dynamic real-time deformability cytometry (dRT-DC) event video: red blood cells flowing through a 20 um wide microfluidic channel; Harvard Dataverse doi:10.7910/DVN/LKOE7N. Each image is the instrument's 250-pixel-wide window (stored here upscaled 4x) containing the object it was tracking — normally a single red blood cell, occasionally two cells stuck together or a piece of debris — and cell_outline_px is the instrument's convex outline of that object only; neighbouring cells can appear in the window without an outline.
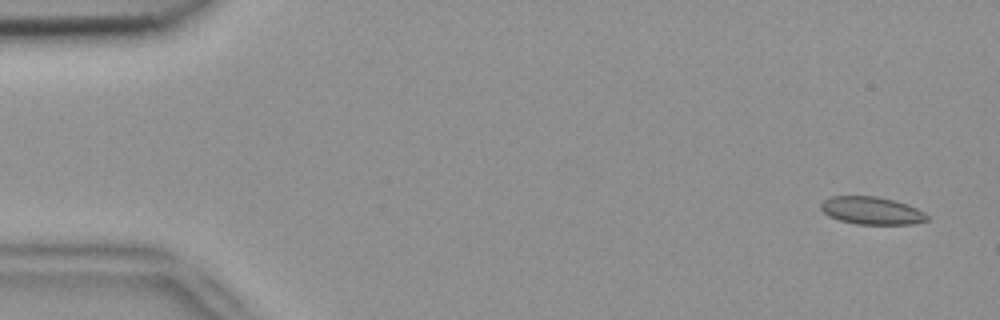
{"species": "common noctule bat (a hibernating species)", "species_latin": "Nyctalus noctula", "temperature_condition": "room temperature", "stored_images_in_passage": 8, "camera_frame_rate_fps": 3000, "um_per_image_px": 0.085, "animal": {"sex": "female", "body_mass_g": 18.4}, "frame": {"image": 1, "passage_image": 1, "time_ms": 0.0, "image_size_px": [1000, 320], "cell_outline_px": [[928, 220], [912, 224], [856, 224], [840, 220], [828, 216], [820, 208], [820, 204], [824, 200], [832, 196], [876, 196], [908, 204], [924, 212], [928, 216]], "centroid_in_image_um": [74.08, 17.9], "position_along_channel_um": 10.9, "area_um2": 17.05}}
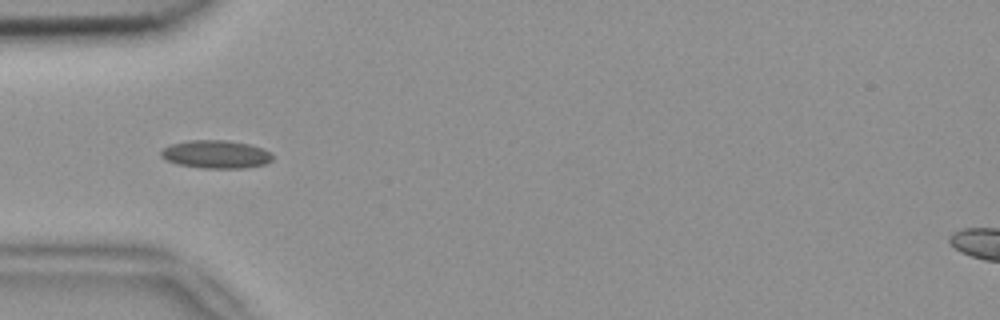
{"frame": {"image": 2, "passage_image": 5, "time_ms": 1.333, "image_size_px": [1000, 320], "cell_outline_px": [[272, 160], [264, 164], [244, 168], [200, 168], [176, 164], [160, 156], [160, 152], [164, 148], [172, 144], [188, 140], [228, 140], [252, 144], [264, 148], [272, 156]], "centroid_in_image_um": [18.36, 13.11], "position_along_channel_um": 66.6, "area_um2": 18.32}}
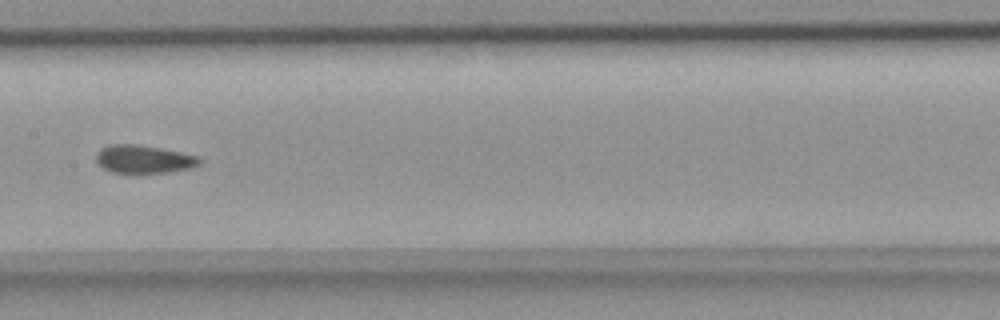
{"frame": {"image": 3, "passage_image": 8, "time_ms": 2.333, "image_size_px": [1000, 320], "cell_outline_px": [[200, 164], [192, 168], [168, 172], [112, 172], [104, 168], [96, 160], [96, 152], [100, 148], [112, 144], [140, 144], [180, 152], [196, 156], [200, 160]], "centroid_in_image_um": [12.2, 13.51], "position_along_channel_um": 195.2, "area_um2": 16.7}}